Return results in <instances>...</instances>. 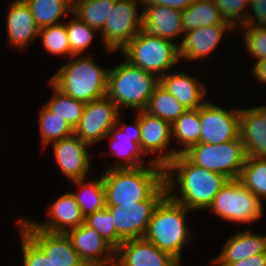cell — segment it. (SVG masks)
Returning a JSON list of instances; mask_svg holds the SVG:
<instances>
[{
  "mask_svg": "<svg viewBox=\"0 0 266 266\" xmlns=\"http://www.w3.org/2000/svg\"><path fill=\"white\" fill-rule=\"evenodd\" d=\"M228 180L222 174L191 163L183 154H177L164 167L167 195L193 213L206 212Z\"/></svg>",
  "mask_w": 266,
  "mask_h": 266,
  "instance_id": "cell-1",
  "label": "cell"
},
{
  "mask_svg": "<svg viewBox=\"0 0 266 266\" xmlns=\"http://www.w3.org/2000/svg\"><path fill=\"white\" fill-rule=\"evenodd\" d=\"M190 212L193 214L166 195L155 208L143 238L171 254L183 265L185 249H190L195 241L194 229L191 228L193 224L187 222Z\"/></svg>",
  "mask_w": 266,
  "mask_h": 266,
  "instance_id": "cell-2",
  "label": "cell"
},
{
  "mask_svg": "<svg viewBox=\"0 0 266 266\" xmlns=\"http://www.w3.org/2000/svg\"><path fill=\"white\" fill-rule=\"evenodd\" d=\"M94 56L74 55L65 59L48 80L63 93L84 103L106 96L110 65H101Z\"/></svg>",
  "mask_w": 266,
  "mask_h": 266,
  "instance_id": "cell-3",
  "label": "cell"
},
{
  "mask_svg": "<svg viewBox=\"0 0 266 266\" xmlns=\"http://www.w3.org/2000/svg\"><path fill=\"white\" fill-rule=\"evenodd\" d=\"M105 188L106 206L148 200L164 184V167L151 163L139 168L99 169Z\"/></svg>",
  "mask_w": 266,
  "mask_h": 266,
  "instance_id": "cell-4",
  "label": "cell"
},
{
  "mask_svg": "<svg viewBox=\"0 0 266 266\" xmlns=\"http://www.w3.org/2000/svg\"><path fill=\"white\" fill-rule=\"evenodd\" d=\"M159 78L121 59L109 67L107 96L123 113L145 110ZM126 109V110H125Z\"/></svg>",
  "mask_w": 266,
  "mask_h": 266,
  "instance_id": "cell-5",
  "label": "cell"
},
{
  "mask_svg": "<svg viewBox=\"0 0 266 266\" xmlns=\"http://www.w3.org/2000/svg\"><path fill=\"white\" fill-rule=\"evenodd\" d=\"M119 53L129 64L158 78L181 65L178 44L159 36H147L142 31Z\"/></svg>",
  "mask_w": 266,
  "mask_h": 266,
  "instance_id": "cell-6",
  "label": "cell"
},
{
  "mask_svg": "<svg viewBox=\"0 0 266 266\" xmlns=\"http://www.w3.org/2000/svg\"><path fill=\"white\" fill-rule=\"evenodd\" d=\"M264 205L239 179H230L215 195L206 211L226 224L231 222L239 226H252V223L263 218Z\"/></svg>",
  "mask_w": 266,
  "mask_h": 266,
  "instance_id": "cell-7",
  "label": "cell"
},
{
  "mask_svg": "<svg viewBox=\"0 0 266 266\" xmlns=\"http://www.w3.org/2000/svg\"><path fill=\"white\" fill-rule=\"evenodd\" d=\"M132 122H124V113L118 117L117 124L110 130L109 135L104 139L108 140L109 146L99 151L101 157H116L114 161L104 164L102 170L111 168H139L152 162L140 148L141 128L139 122V111L133 112ZM123 114V116H122ZM109 148V149H108ZM105 149V150H104Z\"/></svg>",
  "mask_w": 266,
  "mask_h": 266,
  "instance_id": "cell-8",
  "label": "cell"
},
{
  "mask_svg": "<svg viewBox=\"0 0 266 266\" xmlns=\"http://www.w3.org/2000/svg\"><path fill=\"white\" fill-rule=\"evenodd\" d=\"M191 163L239 179L247 155L241 137L220 144L197 143L182 153Z\"/></svg>",
  "mask_w": 266,
  "mask_h": 266,
  "instance_id": "cell-9",
  "label": "cell"
},
{
  "mask_svg": "<svg viewBox=\"0 0 266 266\" xmlns=\"http://www.w3.org/2000/svg\"><path fill=\"white\" fill-rule=\"evenodd\" d=\"M143 0H117L99 32L106 54H117L141 31Z\"/></svg>",
  "mask_w": 266,
  "mask_h": 266,
  "instance_id": "cell-10",
  "label": "cell"
},
{
  "mask_svg": "<svg viewBox=\"0 0 266 266\" xmlns=\"http://www.w3.org/2000/svg\"><path fill=\"white\" fill-rule=\"evenodd\" d=\"M228 33L236 34V28L227 21L184 32L182 41L178 45L181 64L192 65V69L194 63L195 66H197L196 63L201 65L202 62L208 61V58H213L211 56L216 54L218 49L226 43L224 39H228L225 37L229 36ZM224 41L225 43H223Z\"/></svg>",
  "mask_w": 266,
  "mask_h": 266,
  "instance_id": "cell-11",
  "label": "cell"
},
{
  "mask_svg": "<svg viewBox=\"0 0 266 266\" xmlns=\"http://www.w3.org/2000/svg\"><path fill=\"white\" fill-rule=\"evenodd\" d=\"M167 195L165 183L148 199L134 204L106 206L118 233V247L125 240L143 238L159 202Z\"/></svg>",
  "mask_w": 266,
  "mask_h": 266,
  "instance_id": "cell-12",
  "label": "cell"
},
{
  "mask_svg": "<svg viewBox=\"0 0 266 266\" xmlns=\"http://www.w3.org/2000/svg\"><path fill=\"white\" fill-rule=\"evenodd\" d=\"M216 103L208 99L199 107V143L220 144L240 137L239 107L225 108L224 104Z\"/></svg>",
  "mask_w": 266,
  "mask_h": 266,
  "instance_id": "cell-13",
  "label": "cell"
},
{
  "mask_svg": "<svg viewBox=\"0 0 266 266\" xmlns=\"http://www.w3.org/2000/svg\"><path fill=\"white\" fill-rule=\"evenodd\" d=\"M122 112L106 95L85 104L83 115L74 129V134L91 147L101 145L117 124Z\"/></svg>",
  "mask_w": 266,
  "mask_h": 266,
  "instance_id": "cell-14",
  "label": "cell"
},
{
  "mask_svg": "<svg viewBox=\"0 0 266 266\" xmlns=\"http://www.w3.org/2000/svg\"><path fill=\"white\" fill-rule=\"evenodd\" d=\"M141 128L140 148L151 162L165 167L176 155L171 124L162 118L139 111Z\"/></svg>",
  "mask_w": 266,
  "mask_h": 266,
  "instance_id": "cell-15",
  "label": "cell"
},
{
  "mask_svg": "<svg viewBox=\"0 0 266 266\" xmlns=\"http://www.w3.org/2000/svg\"><path fill=\"white\" fill-rule=\"evenodd\" d=\"M50 147L53 151V162L68 182L88 178L89 174L94 173L90 172L94 171L91 168L93 160L89 149L92 147L81 141L75 134L55 141L47 148Z\"/></svg>",
  "mask_w": 266,
  "mask_h": 266,
  "instance_id": "cell-16",
  "label": "cell"
},
{
  "mask_svg": "<svg viewBox=\"0 0 266 266\" xmlns=\"http://www.w3.org/2000/svg\"><path fill=\"white\" fill-rule=\"evenodd\" d=\"M13 225L18 226L53 262L55 266H86L72 248L64 233H50L38 229L29 218L19 217Z\"/></svg>",
  "mask_w": 266,
  "mask_h": 266,
  "instance_id": "cell-17",
  "label": "cell"
},
{
  "mask_svg": "<svg viewBox=\"0 0 266 266\" xmlns=\"http://www.w3.org/2000/svg\"><path fill=\"white\" fill-rule=\"evenodd\" d=\"M182 66L181 64L177 70H171L161 76L159 84L173 95L185 109H197L211 97L207 96L210 95L208 94L210 88L206 86L207 81H203L196 73H193L194 70H189L191 66Z\"/></svg>",
  "mask_w": 266,
  "mask_h": 266,
  "instance_id": "cell-18",
  "label": "cell"
},
{
  "mask_svg": "<svg viewBox=\"0 0 266 266\" xmlns=\"http://www.w3.org/2000/svg\"><path fill=\"white\" fill-rule=\"evenodd\" d=\"M6 9V42L9 49L22 52L39 39V27L34 20L29 6L24 0H10Z\"/></svg>",
  "mask_w": 266,
  "mask_h": 266,
  "instance_id": "cell-19",
  "label": "cell"
},
{
  "mask_svg": "<svg viewBox=\"0 0 266 266\" xmlns=\"http://www.w3.org/2000/svg\"><path fill=\"white\" fill-rule=\"evenodd\" d=\"M65 234L86 266H114L116 250L95 229L83 223Z\"/></svg>",
  "mask_w": 266,
  "mask_h": 266,
  "instance_id": "cell-20",
  "label": "cell"
},
{
  "mask_svg": "<svg viewBox=\"0 0 266 266\" xmlns=\"http://www.w3.org/2000/svg\"><path fill=\"white\" fill-rule=\"evenodd\" d=\"M144 238L125 240L115 251L114 266H185Z\"/></svg>",
  "mask_w": 266,
  "mask_h": 266,
  "instance_id": "cell-21",
  "label": "cell"
},
{
  "mask_svg": "<svg viewBox=\"0 0 266 266\" xmlns=\"http://www.w3.org/2000/svg\"><path fill=\"white\" fill-rule=\"evenodd\" d=\"M58 198L47 204L46 213L43 219L39 221L29 220L38 228L50 233H66L84 223V217L81 214L79 205L74 195L67 190L65 193L57 196Z\"/></svg>",
  "mask_w": 266,
  "mask_h": 266,
  "instance_id": "cell-22",
  "label": "cell"
},
{
  "mask_svg": "<svg viewBox=\"0 0 266 266\" xmlns=\"http://www.w3.org/2000/svg\"><path fill=\"white\" fill-rule=\"evenodd\" d=\"M141 31L147 36H159L179 45L184 34L182 11L167 6L143 5Z\"/></svg>",
  "mask_w": 266,
  "mask_h": 266,
  "instance_id": "cell-23",
  "label": "cell"
},
{
  "mask_svg": "<svg viewBox=\"0 0 266 266\" xmlns=\"http://www.w3.org/2000/svg\"><path fill=\"white\" fill-rule=\"evenodd\" d=\"M253 227L234 231L227 237L221 250L213 256L210 263H234L266 252V234L258 233Z\"/></svg>",
  "mask_w": 266,
  "mask_h": 266,
  "instance_id": "cell-24",
  "label": "cell"
},
{
  "mask_svg": "<svg viewBox=\"0 0 266 266\" xmlns=\"http://www.w3.org/2000/svg\"><path fill=\"white\" fill-rule=\"evenodd\" d=\"M240 137L250 157H266V105L240 108Z\"/></svg>",
  "mask_w": 266,
  "mask_h": 266,
  "instance_id": "cell-25",
  "label": "cell"
},
{
  "mask_svg": "<svg viewBox=\"0 0 266 266\" xmlns=\"http://www.w3.org/2000/svg\"><path fill=\"white\" fill-rule=\"evenodd\" d=\"M98 174L95 178L91 175L90 178L70 182L74 186L71 193L74 195L84 218L106 207L103 179L102 175Z\"/></svg>",
  "mask_w": 266,
  "mask_h": 266,
  "instance_id": "cell-26",
  "label": "cell"
},
{
  "mask_svg": "<svg viewBox=\"0 0 266 266\" xmlns=\"http://www.w3.org/2000/svg\"><path fill=\"white\" fill-rule=\"evenodd\" d=\"M174 151L182 154L190 146L199 143L201 124L199 108L187 109L172 125Z\"/></svg>",
  "mask_w": 266,
  "mask_h": 266,
  "instance_id": "cell-27",
  "label": "cell"
},
{
  "mask_svg": "<svg viewBox=\"0 0 266 266\" xmlns=\"http://www.w3.org/2000/svg\"><path fill=\"white\" fill-rule=\"evenodd\" d=\"M40 106L36 117L40 138L38 142L43 152L51 143L73 135L74 129L64 118L50 111L44 104Z\"/></svg>",
  "mask_w": 266,
  "mask_h": 266,
  "instance_id": "cell-28",
  "label": "cell"
},
{
  "mask_svg": "<svg viewBox=\"0 0 266 266\" xmlns=\"http://www.w3.org/2000/svg\"><path fill=\"white\" fill-rule=\"evenodd\" d=\"M39 29L64 22L72 13V0H24Z\"/></svg>",
  "mask_w": 266,
  "mask_h": 266,
  "instance_id": "cell-29",
  "label": "cell"
},
{
  "mask_svg": "<svg viewBox=\"0 0 266 266\" xmlns=\"http://www.w3.org/2000/svg\"><path fill=\"white\" fill-rule=\"evenodd\" d=\"M222 22H224V19L213 0H195L188 8L182 11L184 32L221 24Z\"/></svg>",
  "mask_w": 266,
  "mask_h": 266,
  "instance_id": "cell-30",
  "label": "cell"
},
{
  "mask_svg": "<svg viewBox=\"0 0 266 266\" xmlns=\"http://www.w3.org/2000/svg\"><path fill=\"white\" fill-rule=\"evenodd\" d=\"M47 86L52 91V94L48 100L44 101V105L53 113L64 118L65 121L75 129L79 124L80 119L83 115L85 104L82 101L75 100L69 95L63 93L57 89L48 79Z\"/></svg>",
  "mask_w": 266,
  "mask_h": 266,
  "instance_id": "cell-31",
  "label": "cell"
},
{
  "mask_svg": "<svg viewBox=\"0 0 266 266\" xmlns=\"http://www.w3.org/2000/svg\"><path fill=\"white\" fill-rule=\"evenodd\" d=\"M117 0H72V13L100 32Z\"/></svg>",
  "mask_w": 266,
  "mask_h": 266,
  "instance_id": "cell-32",
  "label": "cell"
},
{
  "mask_svg": "<svg viewBox=\"0 0 266 266\" xmlns=\"http://www.w3.org/2000/svg\"><path fill=\"white\" fill-rule=\"evenodd\" d=\"M64 22L72 56L92 54V52L89 53L88 51L91 50L96 37L100 40L98 38L100 37L99 32L81 21L73 13Z\"/></svg>",
  "mask_w": 266,
  "mask_h": 266,
  "instance_id": "cell-33",
  "label": "cell"
},
{
  "mask_svg": "<svg viewBox=\"0 0 266 266\" xmlns=\"http://www.w3.org/2000/svg\"><path fill=\"white\" fill-rule=\"evenodd\" d=\"M173 95L158 84L149 99L145 111L151 115L162 118L171 125L186 111Z\"/></svg>",
  "mask_w": 266,
  "mask_h": 266,
  "instance_id": "cell-34",
  "label": "cell"
},
{
  "mask_svg": "<svg viewBox=\"0 0 266 266\" xmlns=\"http://www.w3.org/2000/svg\"><path fill=\"white\" fill-rule=\"evenodd\" d=\"M239 180L263 203L266 202V157L247 156Z\"/></svg>",
  "mask_w": 266,
  "mask_h": 266,
  "instance_id": "cell-35",
  "label": "cell"
},
{
  "mask_svg": "<svg viewBox=\"0 0 266 266\" xmlns=\"http://www.w3.org/2000/svg\"><path fill=\"white\" fill-rule=\"evenodd\" d=\"M38 37H41L43 49L49 56L64 59L72 56L65 22L41 28Z\"/></svg>",
  "mask_w": 266,
  "mask_h": 266,
  "instance_id": "cell-36",
  "label": "cell"
},
{
  "mask_svg": "<svg viewBox=\"0 0 266 266\" xmlns=\"http://www.w3.org/2000/svg\"><path fill=\"white\" fill-rule=\"evenodd\" d=\"M236 34L242 39L244 50L241 52L246 51L244 56H249L247 61L250 57L252 63L266 58V26H241L236 29Z\"/></svg>",
  "mask_w": 266,
  "mask_h": 266,
  "instance_id": "cell-37",
  "label": "cell"
},
{
  "mask_svg": "<svg viewBox=\"0 0 266 266\" xmlns=\"http://www.w3.org/2000/svg\"><path fill=\"white\" fill-rule=\"evenodd\" d=\"M84 223L95 229L115 250L118 248V233L110 211L105 207L84 218Z\"/></svg>",
  "mask_w": 266,
  "mask_h": 266,
  "instance_id": "cell-38",
  "label": "cell"
},
{
  "mask_svg": "<svg viewBox=\"0 0 266 266\" xmlns=\"http://www.w3.org/2000/svg\"><path fill=\"white\" fill-rule=\"evenodd\" d=\"M16 234L21 244L22 266H55L45 253L18 227Z\"/></svg>",
  "mask_w": 266,
  "mask_h": 266,
  "instance_id": "cell-39",
  "label": "cell"
},
{
  "mask_svg": "<svg viewBox=\"0 0 266 266\" xmlns=\"http://www.w3.org/2000/svg\"><path fill=\"white\" fill-rule=\"evenodd\" d=\"M224 21L234 28L243 26L246 21L249 3L247 0H213Z\"/></svg>",
  "mask_w": 266,
  "mask_h": 266,
  "instance_id": "cell-40",
  "label": "cell"
},
{
  "mask_svg": "<svg viewBox=\"0 0 266 266\" xmlns=\"http://www.w3.org/2000/svg\"><path fill=\"white\" fill-rule=\"evenodd\" d=\"M243 26H266V0H254L249 3Z\"/></svg>",
  "mask_w": 266,
  "mask_h": 266,
  "instance_id": "cell-41",
  "label": "cell"
},
{
  "mask_svg": "<svg viewBox=\"0 0 266 266\" xmlns=\"http://www.w3.org/2000/svg\"><path fill=\"white\" fill-rule=\"evenodd\" d=\"M208 266H266V252L234 263H209Z\"/></svg>",
  "mask_w": 266,
  "mask_h": 266,
  "instance_id": "cell-42",
  "label": "cell"
},
{
  "mask_svg": "<svg viewBox=\"0 0 266 266\" xmlns=\"http://www.w3.org/2000/svg\"><path fill=\"white\" fill-rule=\"evenodd\" d=\"M195 0H143V5L167 6L179 11L188 8Z\"/></svg>",
  "mask_w": 266,
  "mask_h": 266,
  "instance_id": "cell-43",
  "label": "cell"
},
{
  "mask_svg": "<svg viewBox=\"0 0 266 266\" xmlns=\"http://www.w3.org/2000/svg\"><path fill=\"white\" fill-rule=\"evenodd\" d=\"M249 70L250 72L247 73V75L250 74L249 76H251L252 79L254 78L253 80H256L258 84L266 85V58L253 63V66H250Z\"/></svg>",
  "mask_w": 266,
  "mask_h": 266,
  "instance_id": "cell-44",
  "label": "cell"
}]
</instances>
